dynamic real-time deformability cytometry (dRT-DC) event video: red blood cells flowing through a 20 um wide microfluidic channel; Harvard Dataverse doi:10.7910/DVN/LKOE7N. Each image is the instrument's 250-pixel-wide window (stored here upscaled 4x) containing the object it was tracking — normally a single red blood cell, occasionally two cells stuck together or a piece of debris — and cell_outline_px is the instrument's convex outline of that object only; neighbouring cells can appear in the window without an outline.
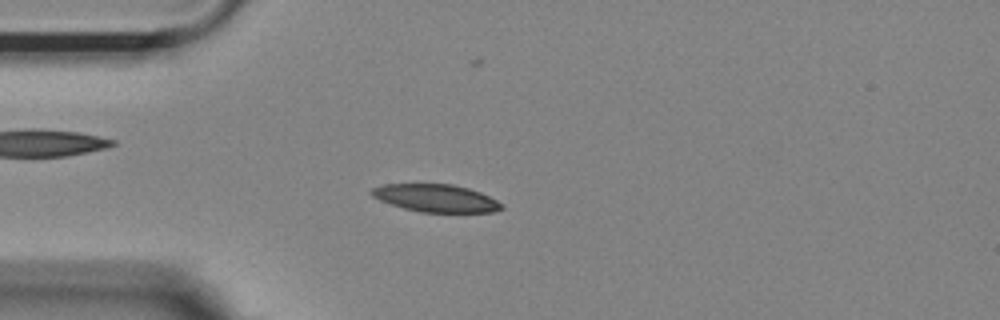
{"species": "Egyptian fruit bat (a non-hibernating species)", "species_latin": "Rousettus aegyptiacus", "temperature_condition": "room temperature", "stored_images_in_passage": 30, "camera_frame_rate_fps": 3000, "um_per_image_px": 0.085, "animal": {"sex": "female"}, "frame": {"image": 1, "passage_image": 2, "time_ms": 0.333, "image_size_px": [1000, 320], "cell_outline_px": [[504, 208], [492, 212], [420, 212], [404, 208], [380, 200], [372, 196], [368, 192], [372, 188], [384, 184], [452, 184], [468, 188], [480, 192], [504, 204]], "centroid_in_image_um": [37.05, 16.84], "position_along_channel_um": 48.0, "area_um2": 20.87}}
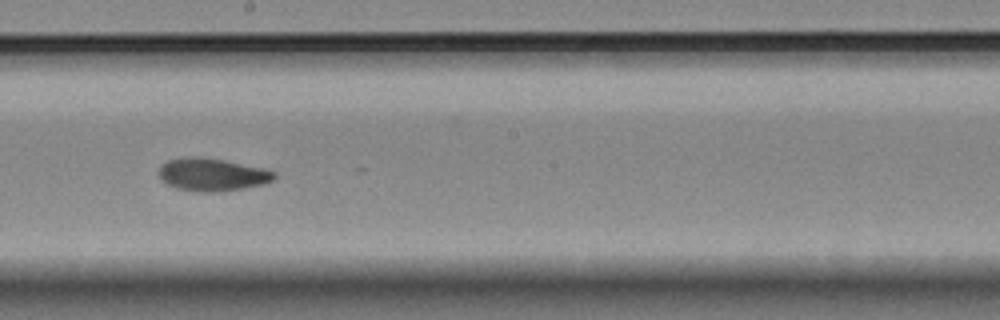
{"frame": {"image": 2, "passage_image": 18, "time_ms": 5.667, "image_size_px": [1000, 320], "cell_outline_px": [[276, 176], [272, 180], [264, 184], [244, 188], [216, 192], [200, 192], [176, 188], [168, 184], [160, 176], [160, 164], [168, 160], [184, 156], [200, 156], [224, 160], [264, 168], [276, 172]], "centroid_in_image_um": [18.04, 14.82], "position_along_channel_um": 230.2, "area_um2": 22.08}}
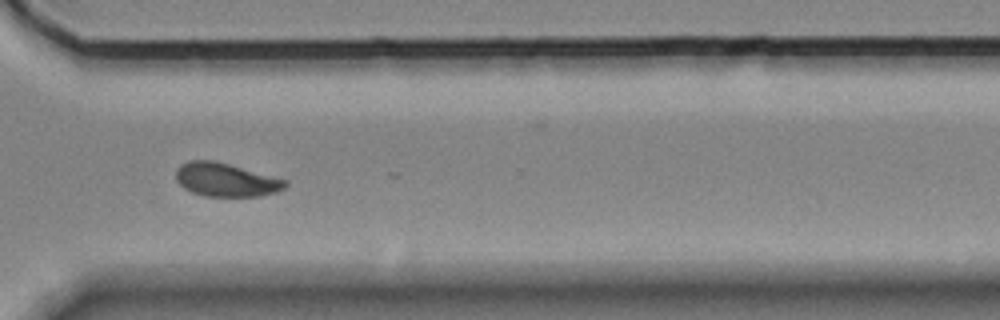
{"frame": {"image": 3, "passage_image": 28, "time_ms": 9.0, "image_size_px": [1000, 320], "cell_outline_px": [[288, 184], [284, 188], [276, 192], [260, 196], [204, 196], [192, 192], [184, 188], [176, 180], [176, 168], [180, 164], [188, 160], [212, 160], [228, 164], [288, 180]], "centroid_in_image_um": [19.18, 15.28], "position_along_channel_um": 351.4, "area_um2": 21.33}, "authors_computed_cell_mechanics": {"area_um2": 21.8484, "velocity_mm_per_s": 3.637, "shape_relaxation_time_tau1_ms": 4.3088, "shape_relaxation_time_tau2_ms": 5.3976, "deformation_change_tau1": 0.1338, "deformation_change_tau2": 0.0786}}